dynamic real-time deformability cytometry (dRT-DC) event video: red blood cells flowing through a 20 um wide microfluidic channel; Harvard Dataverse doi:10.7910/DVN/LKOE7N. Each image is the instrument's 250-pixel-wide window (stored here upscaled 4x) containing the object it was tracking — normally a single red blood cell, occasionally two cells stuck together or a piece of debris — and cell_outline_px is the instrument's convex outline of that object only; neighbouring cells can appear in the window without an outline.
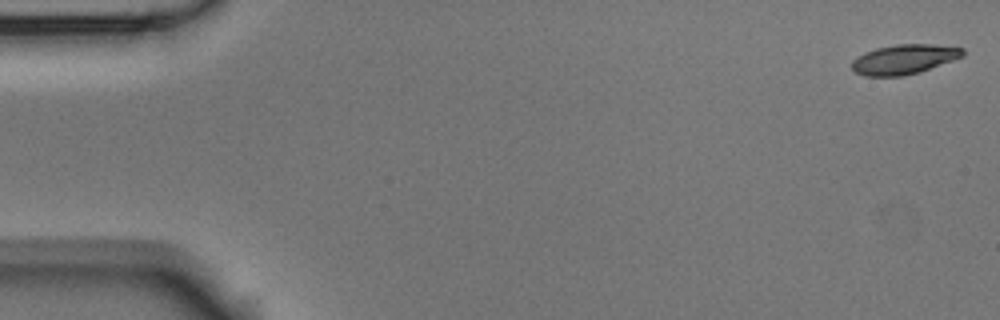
{"species": "Egyptian fruit bat (a non-hibernating species)", "species_latin": "Rousettus aegyptiacus", "temperature_condition": "room temperature", "stored_images_in_passage": 5, "camera_frame_rate_fps": 3000, "um_per_image_px": 0.085, "animal": {"sex": "male"}, "frame": {"image": 1, "passage_image": 1, "time_ms": 0.0, "image_size_px": [1000, 320], "cell_outline_px": [[964, 56], [920, 72], [904, 76], [864, 76], [856, 72], [852, 68], [852, 60], [864, 52], [876, 48], [896, 44], [932, 44], [964, 48]], "centroid_in_image_um": [76.85, 5.04], "position_along_channel_um": 8.2, "area_um2": 19.25}}
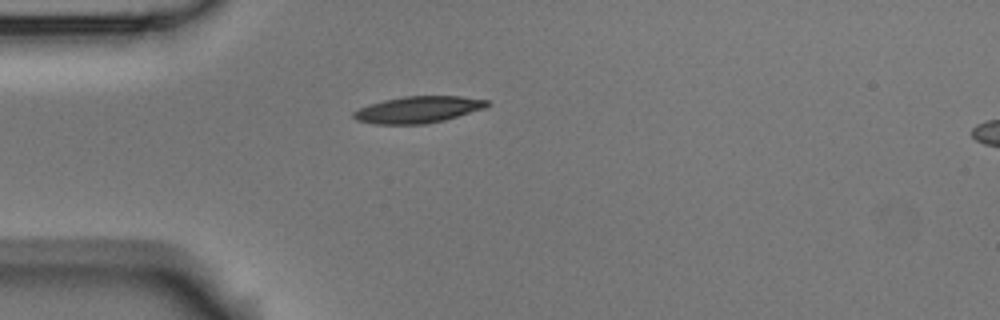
{"frame": {"image": 2, "passage_image": 5, "time_ms": 4.667, "image_size_px": [1000, 320], "cell_outline_px": [[488, 104], [484, 108], [444, 120], [424, 124], [372, 124], [356, 120], [352, 116], [352, 112], [360, 108], [384, 100], [404, 96], [460, 96], [488, 100]], "centroid_in_image_um": [35.51, 9.32], "position_along_channel_um": 49.5, "area_um2": 20.52}}